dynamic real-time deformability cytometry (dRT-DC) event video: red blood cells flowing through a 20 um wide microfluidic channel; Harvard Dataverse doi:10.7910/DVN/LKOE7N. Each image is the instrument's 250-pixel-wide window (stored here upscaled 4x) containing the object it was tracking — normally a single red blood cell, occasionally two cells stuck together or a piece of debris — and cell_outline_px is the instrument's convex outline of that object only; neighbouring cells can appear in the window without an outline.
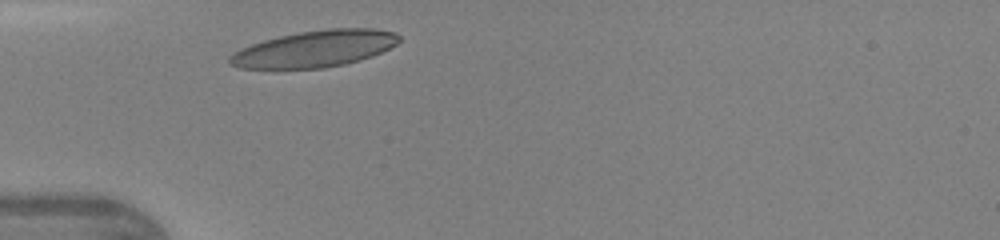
{"species": "human", "species_latin": "Homo sapiens", "temperature_condition": "warm", "stored_images_in_passage": 5, "camera_frame_rate_fps": 3000, "um_per_image_px": 0.085, "donor": {"sex": "female"}, "frame": {"image": 1, "passage_image": 1, "time_ms": 0.0, "image_size_px": [1000, 240], "cell_outline_px": [[400, 40], [396, 44], [372, 56], [360, 60], [344, 64], [324, 68], [240, 68], [228, 64], [228, 56], [240, 48], [264, 40], [280, 36], [300, 32], [328, 28], [376, 28], [396, 32], [400, 36]], "centroid_in_image_um": [26.76, 4.14], "position_along_channel_um": 58.2, "area_um2": 36.07}}
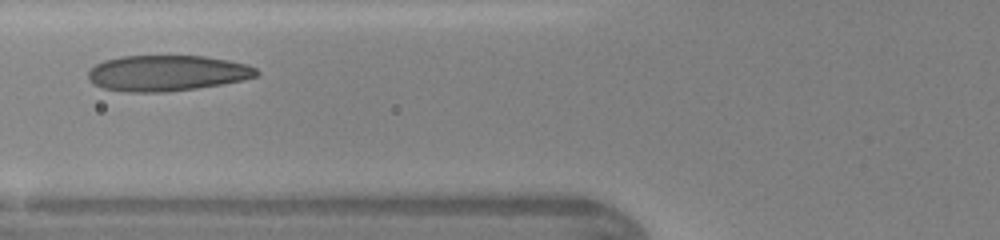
{"frame": {"image": 2, "passage_image": 3, "time_ms": 0.667, "image_size_px": [1000, 240], "cell_outline_px": [[260, 72], [256, 76], [240, 80], [220, 84], [196, 88], [164, 92], [128, 92], [104, 88], [92, 84], [88, 80], [88, 68], [104, 60], [120, 56], [204, 56], [228, 60], [248, 64], [256, 68]], "centroid_in_image_um": [14.15, 6.21], "position_along_channel_um": 111.7, "area_um2": 35.14}}